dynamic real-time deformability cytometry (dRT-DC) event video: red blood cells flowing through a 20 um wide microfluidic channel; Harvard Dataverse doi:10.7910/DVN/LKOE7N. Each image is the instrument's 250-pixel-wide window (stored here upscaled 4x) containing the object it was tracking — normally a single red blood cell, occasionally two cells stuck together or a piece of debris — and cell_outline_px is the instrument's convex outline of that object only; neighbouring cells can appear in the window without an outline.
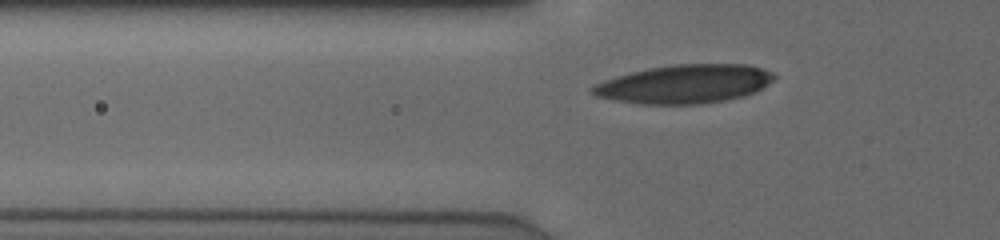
{"species": "human", "species_latin": "Homo sapiens", "temperature_condition": "cold", "stored_images_in_passage": 32, "camera_frame_rate_fps": 3000, "um_per_image_px": 0.085, "donor": {"sex": "male"}, "frame": {"image": 1, "passage_image": 5, "time_ms": 1.333, "image_size_px": [1000, 240], "cell_outline_px": [[776, 76], [772, 80], [756, 92], [724, 100], [696, 104], [644, 104], [616, 100], [596, 96], [588, 92], [588, 88], [604, 80], [616, 76], [648, 68], [676, 64], [744, 64], [760, 68], [772, 72]], "centroid_in_image_um": [58.14, 7.14], "position_along_channel_um": 67.7, "area_um2": 40.58}}
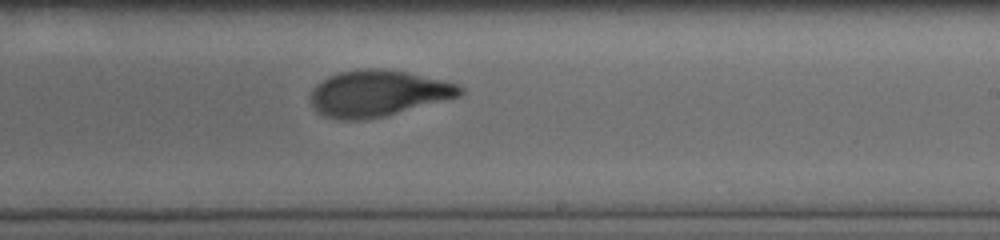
{"frame": {"image": 2, "passage_image": 20, "time_ms": 6.333, "image_size_px": [1000, 240], "cell_outline_px": [[464, 92], [460, 96], [384, 116], [364, 120], [340, 120], [328, 116], [320, 112], [312, 104], [312, 92], [316, 84], [328, 76], [340, 72], [364, 68], [384, 68], [408, 72], [444, 80], [460, 84], [464, 88]], "centroid_in_image_um": [32.18, 7.91], "position_along_channel_um": 256.8, "area_um2": 40.11}}
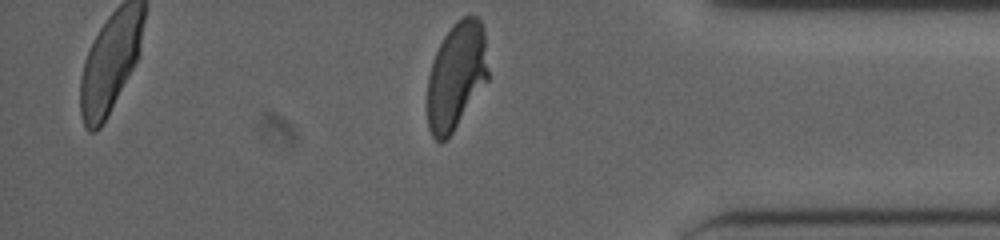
{"frame": {"image": 3, "passage_image": 32, "time_ms": 10.333, "image_size_px": [1000, 240], "cell_outline_px": [[488, 80], [452, 132], [440, 144], [432, 136], [428, 128], [428, 76], [436, 52], [444, 36], [456, 20], [464, 16], [480, 16], [484, 28], [488, 68]], "centroid_in_image_um": [38.8, 6.42], "position_along_channel_um": 396.4, "area_um2": 37.86}, "authors_computed_cell_mechanics": {"area_um2": 39.9687, "velocity_mm_per_s": 3.8894, "shape_relaxation_time_tau1_ms": 3.7695, "shape_relaxation_time_tau2_ms": 1.2618, "deformation_change_tau1": 0.1854, "deformation_change_tau2": 0.0683}}